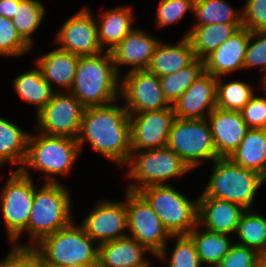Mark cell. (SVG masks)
I'll return each mask as SVG.
<instances>
[{
  "label": "cell",
  "mask_w": 266,
  "mask_h": 267,
  "mask_svg": "<svg viewBox=\"0 0 266 267\" xmlns=\"http://www.w3.org/2000/svg\"><path fill=\"white\" fill-rule=\"evenodd\" d=\"M242 27L243 24L225 23L193 25L185 37L191 41L196 58L204 60Z\"/></svg>",
  "instance_id": "obj_26"
},
{
  "label": "cell",
  "mask_w": 266,
  "mask_h": 267,
  "mask_svg": "<svg viewBox=\"0 0 266 267\" xmlns=\"http://www.w3.org/2000/svg\"><path fill=\"white\" fill-rule=\"evenodd\" d=\"M128 236L144 245L159 260L167 258V240L172 237L145 198L136 191H125Z\"/></svg>",
  "instance_id": "obj_9"
},
{
  "label": "cell",
  "mask_w": 266,
  "mask_h": 267,
  "mask_svg": "<svg viewBox=\"0 0 266 267\" xmlns=\"http://www.w3.org/2000/svg\"><path fill=\"white\" fill-rule=\"evenodd\" d=\"M240 113L250 129H266V96L254 94Z\"/></svg>",
  "instance_id": "obj_42"
},
{
  "label": "cell",
  "mask_w": 266,
  "mask_h": 267,
  "mask_svg": "<svg viewBox=\"0 0 266 267\" xmlns=\"http://www.w3.org/2000/svg\"><path fill=\"white\" fill-rule=\"evenodd\" d=\"M200 227L198 224L188 236L196 246L201 265L206 264V267H216L229 252L234 242L230 235L208 229L200 231Z\"/></svg>",
  "instance_id": "obj_30"
},
{
  "label": "cell",
  "mask_w": 266,
  "mask_h": 267,
  "mask_svg": "<svg viewBox=\"0 0 266 267\" xmlns=\"http://www.w3.org/2000/svg\"><path fill=\"white\" fill-rule=\"evenodd\" d=\"M176 240L167 267H203L193 240L188 235L172 236Z\"/></svg>",
  "instance_id": "obj_38"
},
{
  "label": "cell",
  "mask_w": 266,
  "mask_h": 267,
  "mask_svg": "<svg viewBox=\"0 0 266 267\" xmlns=\"http://www.w3.org/2000/svg\"><path fill=\"white\" fill-rule=\"evenodd\" d=\"M120 77L110 52L79 56L71 90L85 107L105 106L120 97Z\"/></svg>",
  "instance_id": "obj_2"
},
{
  "label": "cell",
  "mask_w": 266,
  "mask_h": 267,
  "mask_svg": "<svg viewBox=\"0 0 266 267\" xmlns=\"http://www.w3.org/2000/svg\"><path fill=\"white\" fill-rule=\"evenodd\" d=\"M31 48L18 33L12 19L0 15V55L21 57Z\"/></svg>",
  "instance_id": "obj_36"
},
{
  "label": "cell",
  "mask_w": 266,
  "mask_h": 267,
  "mask_svg": "<svg viewBox=\"0 0 266 267\" xmlns=\"http://www.w3.org/2000/svg\"><path fill=\"white\" fill-rule=\"evenodd\" d=\"M237 244L256 250L262 256L266 255V217L246 209L235 232Z\"/></svg>",
  "instance_id": "obj_32"
},
{
  "label": "cell",
  "mask_w": 266,
  "mask_h": 267,
  "mask_svg": "<svg viewBox=\"0 0 266 267\" xmlns=\"http://www.w3.org/2000/svg\"><path fill=\"white\" fill-rule=\"evenodd\" d=\"M129 114L131 152L167 147L175 119L173 105L162 110Z\"/></svg>",
  "instance_id": "obj_14"
},
{
  "label": "cell",
  "mask_w": 266,
  "mask_h": 267,
  "mask_svg": "<svg viewBox=\"0 0 266 267\" xmlns=\"http://www.w3.org/2000/svg\"><path fill=\"white\" fill-rule=\"evenodd\" d=\"M35 134L29 135L27 156L20 170L27 176H30L29 168L43 171L45 182H59L56 176L68 174L81 154L77 139Z\"/></svg>",
  "instance_id": "obj_4"
},
{
  "label": "cell",
  "mask_w": 266,
  "mask_h": 267,
  "mask_svg": "<svg viewBox=\"0 0 266 267\" xmlns=\"http://www.w3.org/2000/svg\"><path fill=\"white\" fill-rule=\"evenodd\" d=\"M0 267H20V248L12 246L7 256L0 261Z\"/></svg>",
  "instance_id": "obj_45"
},
{
  "label": "cell",
  "mask_w": 266,
  "mask_h": 267,
  "mask_svg": "<svg viewBox=\"0 0 266 267\" xmlns=\"http://www.w3.org/2000/svg\"><path fill=\"white\" fill-rule=\"evenodd\" d=\"M40 56L35 64L40 68L43 78L52 88L53 84L60 86L62 90L58 92H69L74 82L79 55L56 48Z\"/></svg>",
  "instance_id": "obj_23"
},
{
  "label": "cell",
  "mask_w": 266,
  "mask_h": 267,
  "mask_svg": "<svg viewBox=\"0 0 266 267\" xmlns=\"http://www.w3.org/2000/svg\"><path fill=\"white\" fill-rule=\"evenodd\" d=\"M196 59L191 41L183 37L176 45L159 42L147 70L158 77L170 75L190 65Z\"/></svg>",
  "instance_id": "obj_24"
},
{
  "label": "cell",
  "mask_w": 266,
  "mask_h": 267,
  "mask_svg": "<svg viewBox=\"0 0 266 267\" xmlns=\"http://www.w3.org/2000/svg\"><path fill=\"white\" fill-rule=\"evenodd\" d=\"M212 131V137L217 156L229 158L245 135L249 127L242 119L240 111L215 108L207 117Z\"/></svg>",
  "instance_id": "obj_18"
},
{
  "label": "cell",
  "mask_w": 266,
  "mask_h": 267,
  "mask_svg": "<svg viewBox=\"0 0 266 267\" xmlns=\"http://www.w3.org/2000/svg\"><path fill=\"white\" fill-rule=\"evenodd\" d=\"M261 256L252 248L233 243L216 267H258Z\"/></svg>",
  "instance_id": "obj_40"
},
{
  "label": "cell",
  "mask_w": 266,
  "mask_h": 267,
  "mask_svg": "<svg viewBox=\"0 0 266 267\" xmlns=\"http://www.w3.org/2000/svg\"><path fill=\"white\" fill-rule=\"evenodd\" d=\"M172 236L188 235L198 225L199 200L187 198L170 184L138 191Z\"/></svg>",
  "instance_id": "obj_8"
},
{
  "label": "cell",
  "mask_w": 266,
  "mask_h": 267,
  "mask_svg": "<svg viewBox=\"0 0 266 267\" xmlns=\"http://www.w3.org/2000/svg\"><path fill=\"white\" fill-rule=\"evenodd\" d=\"M229 158L238 166L254 170L266 178V129H249Z\"/></svg>",
  "instance_id": "obj_28"
},
{
  "label": "cell",
  "mask_w": 266,
  "mask_h": 267,
  "mask_svg": "<svg viewBox=\"0 0 266 267\" xmlns=\"http://www.w3.org/2000/svg\"><path fill=\"white\" fill-rule=\"evenodd\" d=\"M20 267H49L34 248H20Z\"/></svg>",
  "instance_id": "obj_43"
},
{
  "label": "cell",
  "mask_w": 266,
  "mask_h": 267,
  "mask_svg": "<svg viewBox=\"0 0 266 267\" xmlns=\"http://www.w3.org/2000/svg\"><path fill=\"white\" fill-rule=\"evenodd\" d=\"M85 107L70 92H56L36 115L35 129L52 136L77 139Z\"/></svg>",
  "instance_id": "obj_12"
},
{
  "label": "cell",
  "mask_w": 266,
  "mask_h": 267,
  "mask_svg": "<svg viewBox=\"0 0 266 267\" xmlns=\"http://www.w3.org/2000/svg\"><path fill=\"white\" fill-rule=\"evenodd\" d=\"M213 164L212 175L199 197L229 201L253 210L257 191L266 178L254 170L238 166L230 158H217Z\"/></svg>",
  "instance_id": "obj_5"
},
{
  "label": "cell",
  "mask_w": 266,
  "mask_h": 267,
  "mask_svg": "<svg viewBox=\"0 0 266 267\" xmlns=\"http://www.w3.org/2000/svg\"><path fill=\"white\" fill-rule=\"evenodd\" d=\"M148 249L134 238L126 236L99 245L97 267H151L146 259Z\"/></svg>",
  "instance_id": "obj_22"
},
{
  "label": "cell",
  "mask_w": 266,
  "mask_h": 267,
  "mask_svg": "<svg viewBox=\"0 0 266 267\" xmlns=\"http://www.w3.org/2000/svg\"><path fill=\"white\" fill-rule=\"evenodd\" d=\"M85 108L77 142L80 153L87 142L116 165L125 166L131 155L130 114L123 105Z\"/></svg>",
  "instance_id": "obj_1"
},
{
  "label": "cell",
  "mask_w": 266,
  "mask_h": 267,
  "mask_svg": "<svg viewBox=\"0 0 266 267\" xmlns=\"http://www.w3.org/2000/svg\"><path fill=\"white\" fill-rule=\"evenodd\" d=\"M36 187L31 176L16 169L0 192L2 217L13 247L28 227Z\"/></svg>",
  "instance_id": "obj_11"
},
{
  "label": "cell",
  "mask_w": 266,
  "mask_h": 267,
  "mask_svg": "<svg viewBox=\"0 0 266 267\" xmlns=\"http://www.w3.org/2000/svg\"><path fill=\"white\" fill-rule=\"evenodd\" d=\"M125 166L130 167L127 169L126 177L135 180L126 189L136 192L144 187L166 185L167 181L178 179L192 170L168 147L131 152Z\"/></svg>",
  "instance_id": "obj_7"
},
{
  "label": "cell",
  "mask_w": 266,
  "mask_h": 267,
  "mask_svg": "<svg viewBox=\"0 0 266 267\" xmlns=\"http://www.w3.org/2000/svg\"><path fill=\"white\" fill-rule=\"evenodd\" d=\"M71 195L61 182H44L35 188L28 227L29 244H16L18 248H33L44 237L69 225L72 218ZM72 214V215H71Z\"/></svg>",
  "instance_id": "obj_3"
},
{
  "label": "cell",
  "mask_w": 266,
  "mask_h": 267,
  "mask_svg": "<svg viewBox=\"0 0 266 267\" xmlns=\"http://www.w3.org/2000/svg\"><path fill=\"white\" fill-rule=\"evenodd\" d=\"M18 125L0 116V168L10 162L18 164L17 170L24 165L27 156L28 138Z\"/></svg>",
  "instance_id": "obj_29"
},
{
  "label": "cell",
  "mask_w": 266,
  "mask_h": 267,
  "mask_svg": "<svg viewBox=\"0 0 266 267\" xmlns=\"http://www.w3.org/2000/svg\"><path fill=\"white\" fill-rule=\"evenodd\" d=\"M45 5L39 0H22L16 6L12 21L21 37L32 47L33 33L39 28L45 15Z\"/></svg>",
  "instance_id": "obj_35"
},
{
  "label": "cell",
  "mask_w": 266,
  "mask_h": 267,
  "mask_svg": "<svg viewBox=\"0 0 266 267\" xmlns=\"http://www.w3.org/2000/svg\"><path fill=\"white\" fill-rule=\"evenodd\" d=\"M58 47L79 56L103 52L98 40V27L88 8H82L69 17L55 36Z\"/></svg>",
  "instance_id": "obj_16"
},
{
  "label": "cell",
  "mask_w": 266,
  "mask_h": 267,
  "mask_svg": "<svg viewBox=\"0 0 266 267\" xmlns=\"http://www.w3.org/2000/svg\"><path fill=\"white\" fill-rule=\"evenodd\" d=\"M249 37L250 31L240 28L204 59L205 72L219 78L237 70H244Z\"/></svg>",
  "instance_id": "obj_20"
},
{
  "label": "cell",
  "mask_w": 266,
  "mask_h": 267,
  "mask_svg": "<svg viewBox=\"0 0 266 267\" xmlns=\"http://www.w3.org/2000/svg\"><path fill=\"white\" fill-rule=\"evenodd\" d=\"M159 42L142 29L134 28L110 51L117 74L120 75L118 67L122 65L130 67L127 72L147 70Z\"/></svg>",
  "instance_id": "obj_19"
},
{
  "label": "cell",
  "mask_w": 266,
  "mask_h": 267,
  "mask_svg": "<svg viewBox=\"0 0 266 267\" xmlns=\"http://www.w3.org/2000/svg\"><path fill=\"white\" fill-rule=\"evenodd\" d=\"M74 220L64 228L44 237L33 248L49 267L73 264L98 266L99 245Z\"/></svg>",
  "instance_id": "obj_6"
},
{
  "label": "cell",
  "mask_w": 266,
  "mask_h": 267,
  "mask_svg": "<svg viewBox=\"0 0 266 267\" xmlns=\"http://www.w3.org/2000/svg\"><path fill=\"white\" fill-rule=\"evenodd\" d=\"M12 85L21 100L36 107V115L51 101L54 94L58 92L43 78L38 65L34 69L16 76L13 79Z\"/></svg>",
  "instance_id": "obj_27"
},
{
  "label": "cell",
  "mask_w": 266,
  "mask_h": 267,
  "mask_svg": "<svg viewBox=\"0 0 266 267\" xmlns=\"http://www.w3.org/2000/svg\"><path fill=\"white\" fill-rule=\"evenodd\" d=\"M251 67H258L264 73L266 72V31H250L245 53L244 69Z\"/></svg>",
  "instance_id": "obj_39"
},
{
  "label": "cell",
  "mask_w": 266,
  "mask_h": 267,
  "mask_svg": "<svg viewBox=\"0 0 266 267\" xmlns=\"http://www.w3.org/2000/svg\"><path fill=\"white\" fill-rule=\"evenodd\" d=\"M65 267H97V266H86V265H81V264H73Z\"/></svg>",
  "instance_id": "obj_47"
},
{
  "label": "cell",
  "mask_w": 266,
  "mask_h": 267,
  "mask_svg": "<svg viewBox=\"0 0 266 267\" xmlns=\"http://www.w3.org/2000/svg\"><path fill=\"white\" fill-rule=\"evenodd\" d=\"M120 78V98L128 113L156 111L171 106L164 98L159 77L148 70L127 72Z\"/></svg>",
  "instance_id": "obj_13"
},
{
  "label": "cell",
  "mask_w": 266,
  "mask_h": 267,
  "mask_svg": "<svg viewBox=\"0 0 266 267\" xmlns=\"http://www.w3.org/2000/svg\"><path fill=\"white\" fill-rule=\"evenodd\" d=\"M204 71V60L196 58L178 72L159 77L164 98L173 105Z\"/></svg>",
  "instance_id": "obj_33"
},
{
  "label": "cell",
  "mask_w": 266,
  "mask_h": 267,
  "mask_svg": "<svg viewBox=\"0 0 266 267\" xmlns=\"http://www.w3.org/2000/svg\"><path fill=\"white\" fill-rule=\"evenodd\" d=\"M262 77L264 78L262 87H264V91H266V72L264 73Z\"/></svg>",
  "instance_id": "obj_48"
},
{
  "label": "cell",
  "mask_w": 266,
  "mask_h": 267,
  "mask_svg": "<svg viewBox=\"0 0 266 267\" xmlns=\"http://www.w3.org/2000/svg\"><path fill=\"white\" fill-rule=\"evenodd\" d=\"M195 0H160L156 10V27L165 28L180 22L186 12L194 11Z\"/></svg>",
  "instance_id": "obj_37"
},
{
  "label": "cell",
  "mask_w": 266,
  "mask_h": 267,
  "mask_svg": "<svg viewBox=\"0 0 266 267\" xmlns=\"http://www.w3.org/2000/svg\"><path fill=\"white\" fill-rule=\"evenodd\" d=\"M254 94L255 90L250 83L239 80H232L224 83L222 77L217 78V108L240 111L250 101Z\"/></svg>",
  "instance_id": "obj_34"
},
{
  "label": "cell",
  "mask_w": 266,
  "mask_h": 267,
  "mask_svg": "<svg viewBox=\"0 0 266 267\" xmlns=\"http://www.w3.org/2000/svg\"><path fill=\"white\" fill-rule=\"evenodd\" d=\"M236 10L225 0H195L194 25L243 24V12Z\"/></svg>",
  "instance_id": "obj_31"
},
{
  "label": "cell",
  "mask_w": 266,
  "mask_h": 267,
  "mask_svg": "<svg viewBox=\"0 0 266 267\" xmlns=\"http://www.w3.org/2000/svg\"><path fill=\"white\" fill-rule=\"evenodd\" d=\"M242 12L243 28L251 32L266 31V0H247Z\"/></svg>",
  "instance_id": "obj_41"
},
{
  "label": "cell",
  "mask_w": 266,
  "mask_h": 267,
  "mask_svg": "<svg viewBox=\"0 0 266 267\" xmlns=\"http://www.w3.org/2000/svg\"><path fill=\"white\" fill-rule=\"evenodd\" d=\"M258 267H266V255L261 256Z\"/></svg>",
  "instance_id": "obj_46"
},
{
  "label": "cell",
  "mask_w": 266,
  "mask_h": 267,
  "mask_svg": "<svg viewBox=\"0 0 266 267\" xmlns=\"http://www.w3.org/2000/svg\"><path fill=\"white\" fill-rule=\"evenodd\" d=\"M198 224L213 232L233 234L236 232L243 212L239 204L210 197H198Z\"/></svg>",
  "instance_id": "obj_21"
},
{
  "label": "cell",
  "mask_w": 266,
  "mask_h": 267,
  "mask_svg": "<svg viewBox=\"0 0 266 267\" xmlns=\"http://www.w3.org/2000/svg\"><path fill=\"white\" fill-rule=\"evenodd\" d=\"M217 78L203 72L173 104L175 118L206 119L216 108Z\"/></svg>",
  "instance_id": "obj_17"
},
{
  "label": "cell",
  "mask_w": 266,
  "mask_h": 267,
  "mask_svg": "<svg viewBox=\"0 0 266 267\" xmlns=\"http://www.w3.org/2000/svg\"><path fill=\"white\" fill-rule=\"evenodd\" d=\"M99 16L96 21L98 40L102 50L110 52L134 29V13L130 6L125 5L108 9Z\"/></svg>",
  "instance_id": "obj_25"
},
{
  "label": "cell",
  "mask_w": 266,
  "mask_h": 267,
  "mask_svg": "<svg viewBox=\"0 0 266 267\" xmlns=\"http://www.w3.org/2000/svg\"><path fill=\"white\" fill-rule=\"evenodd\" d=\"M167 147L172 149L193 170L201 161L219 158L208 119L175 118Z\"/></svg>",
  "instance_id": "obj_10"
},
{
  "label": "cell",
  "mask_w": 266,
  "mask_h": 267,
  "mask_svg": "<svg viewBox=\"0 0 266 267\" xmlns=\"http://www.w3.org/2000/svg\"><path fill=\"white\" fill-rule=\"evenodd\" d=\"M96 204L80 224L87 235L98 245L128 236L126 199Z\"/></svg>",
  "instance_id": "obj_15"
},
{
  "label": "cell",
  "mask_w": 266,
  "mask_h": 267,
  "mask_svg": "<svg viewBox=\"0 0 266 267\" xmlns=\"http://www.w3.org/2000/svg\"><path fill=\"white\" fill-rule=\"evenodd\" d=\"M22 0H0V15L8 19H12L15 16L16 6Z\"/></svg>",
  "instance_id": "obj_44"
}]
</instances>
